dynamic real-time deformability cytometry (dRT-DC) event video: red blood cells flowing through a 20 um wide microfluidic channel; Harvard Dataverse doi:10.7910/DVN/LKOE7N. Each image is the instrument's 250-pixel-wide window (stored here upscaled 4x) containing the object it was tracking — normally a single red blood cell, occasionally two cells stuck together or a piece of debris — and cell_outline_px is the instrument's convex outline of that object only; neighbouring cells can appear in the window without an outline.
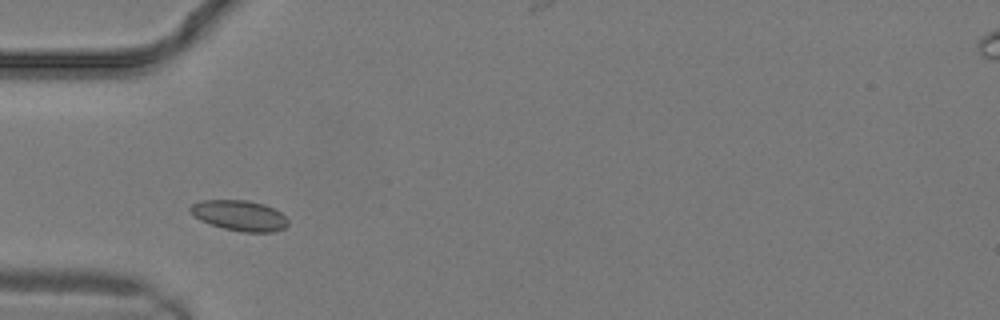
{"species": "common noctule bat (a hibernating species)", "species_latin": "Nyctalus noctula", "temperature_condition": "warm", "stored_images_in_passage": 6, "camera_frame_rate_fps": 3000, "um_per_image_px": 0.085, "animal": {"sex": "male", "body_mass_g": 19.2, "forearm_length_mm": 51.8}, "frame": {"image": 1, "passage_image": 3, "time_ms": 0.667, "image_size_px": [1000, 320], "cell_outline_px": [[288, 224], [284, 228], [272, 232], [244, 232], [224, 228], [200, 220], [188, 208], [192, 204], [200, 200], [248, 200], [264, 204], [280, 212], [288, 220]], "centroid_in_image_um": [20.37, 18.31], "position_along_channel_um": 64.6, "area_um2": 17.17}}
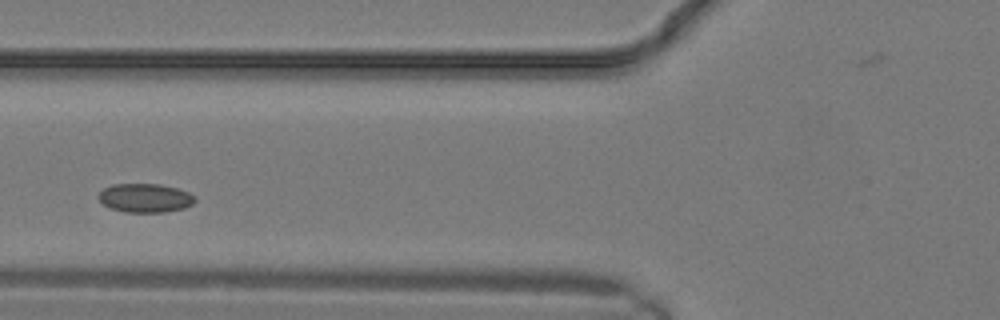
{"frame": {"image": 2, "passage_image": 5, "time_ms": 1.333, "image_size_px": [1000, 320], "cell_outline_px": [[196, 200], [192, 204], [184, 208], [164, 212], [124, 212], [112, 208], [104, 204], [100, 200], [100, 192], [104, 188], [112, 184], [160, 184], [176, 188], [188, 192], [196, 196]], "centroid_in_image_um": [12.37, 16.82], "position_along_channel_um": 113.4, "area_um2": 16.07}}